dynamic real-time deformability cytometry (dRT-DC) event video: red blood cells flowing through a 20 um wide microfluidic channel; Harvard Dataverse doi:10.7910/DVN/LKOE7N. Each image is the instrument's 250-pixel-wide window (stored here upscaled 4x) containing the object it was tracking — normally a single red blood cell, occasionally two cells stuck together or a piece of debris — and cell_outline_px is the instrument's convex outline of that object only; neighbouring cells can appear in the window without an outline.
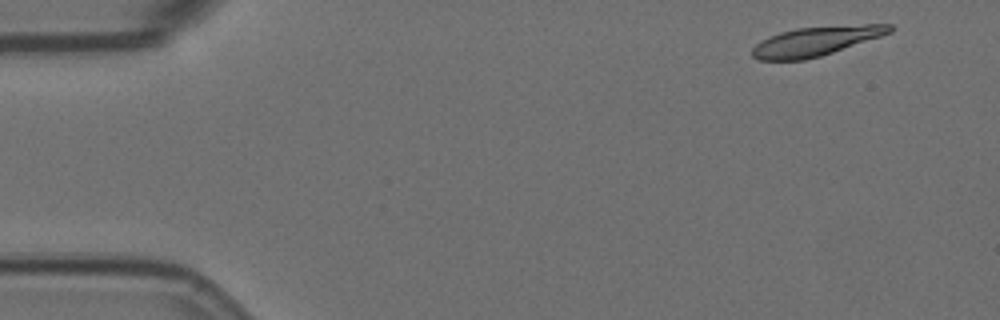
{"species": "Egyptian fruit bat (a non-hibernating species)", "species_latin": "Rousettus aegyptiacus", "temperature_condition": "room temperature", "stored_images_in_passage": 5, "segment_of_instrument_passage": [1, 2], "camera_frame_rate_fps": 3000, "um_per_image_px": 0.085, "animal": {"sex": "female"}, "frame": {"image": 1, "passage_image": 1, "time_ms": 0.0, "image_size_px": [1000, 320], "cell_outline_px": [[896, 28], [892, 32], [820, 56], [804, 60], [760, 60], [752, 56], [752, 48], [760, 40], [768, 36], [780, 32], [796, 28], [864, 24], [892, 24]], "centroid_in_image_um": [69.33, 3.49], "position_along_channel_um": 15.7, "area_um2": 23.35}}